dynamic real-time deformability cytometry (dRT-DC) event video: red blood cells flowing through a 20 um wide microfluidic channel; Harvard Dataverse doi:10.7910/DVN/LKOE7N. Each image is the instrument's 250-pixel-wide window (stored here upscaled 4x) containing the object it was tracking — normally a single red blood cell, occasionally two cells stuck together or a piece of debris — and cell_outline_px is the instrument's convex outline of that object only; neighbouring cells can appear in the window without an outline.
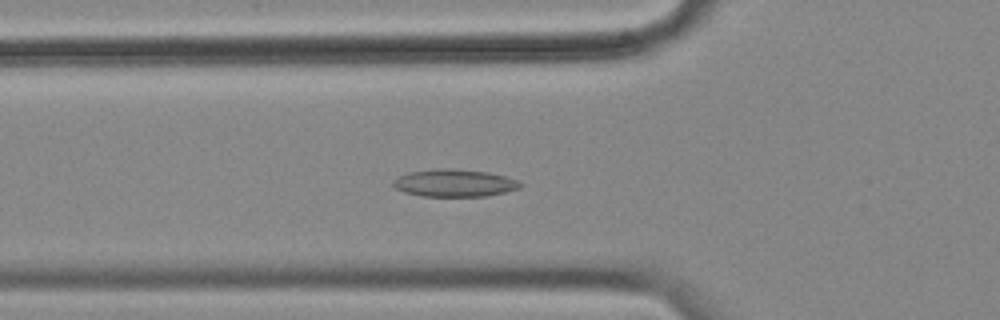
{"species": "common noctule bat (a hibernating species)", "species_latin": "Nyctalus noctula", "temperature_condition": "cold", "stored_images_in_passage": 57, "camera_frame_rate_fps": 3000, "um_per_image_px": 0.085, "animal": {"sex": "female", "body_mass_g": 18.4}, "frame": {"image": 1, "passage_image": 20, "time_ms": 6.333, "image_size_px": [1000, 320], "cell_outline_px": [[524, 184], [520, 188], [504, 192], [484, 196], [420, 196], [404, 192], [396, 188], [392, 184], [392, 180], [408, 172], [440, 168], [488, 172], [520, 180]], "centroid_in_image_um": [38.63, 15.56], "position_along_channel_um": 87.2, "area_um2": 20.23}}
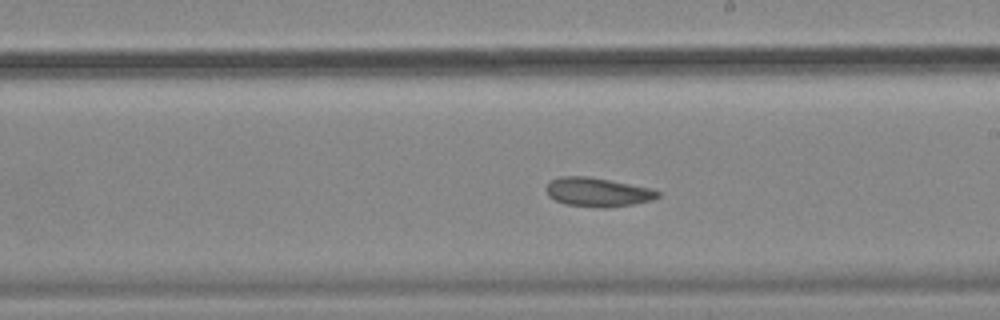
{"frame": {"image": 2, "passage_image": 33, "time_ms": 10.667, "image_size_px": [1000, 320], "cell_outline_px": [[660, 196], [652, 200], [632, 204], [608, 208], [600, 208], [564, 204], [548, 196], [544, 188], [552, 180], [560, 176], [588, 176], [652, 188], [660, 192]], "centroid_in_image_um": [50.79, 16.33], "position_along_channel_um": 238.2, "area_um2": 18.96}}
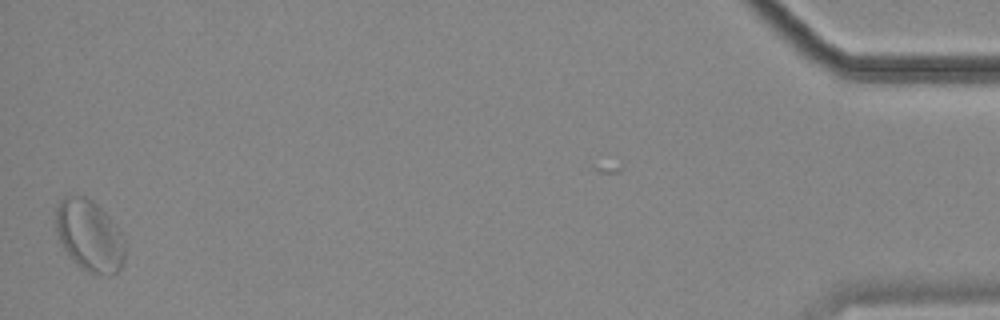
{"frame": {"image": 3, "passage_image": 57, "time_ms": 18.667, "image_size_px": [1000, 320], "cell_outline_px": [[124, 260], [120, 268], [116, 272], [92, 272], [80, 268], [76, 264], [64, 248], [60, 240], [56, 228], [56, 208], [60, 200], [68, 196], [84, 196], [92, 200], [120, 228], [124, 240]], "centroid_in_image_um": [7.61, 19.99], "position_along_channel_um": 427.6, "area_um2": 28.21}, "authors_computed_cell_mechanics": {"area_um2": 20.6924, "velocity_mm_per_s": 3.4917, "shape_relaxation_time_tau1_ms": null, "shape_relaxation_time_tau2_ms": 3.2905, "deformation_change_tau1": null, "deformation_change_tau2": 0.0709}}